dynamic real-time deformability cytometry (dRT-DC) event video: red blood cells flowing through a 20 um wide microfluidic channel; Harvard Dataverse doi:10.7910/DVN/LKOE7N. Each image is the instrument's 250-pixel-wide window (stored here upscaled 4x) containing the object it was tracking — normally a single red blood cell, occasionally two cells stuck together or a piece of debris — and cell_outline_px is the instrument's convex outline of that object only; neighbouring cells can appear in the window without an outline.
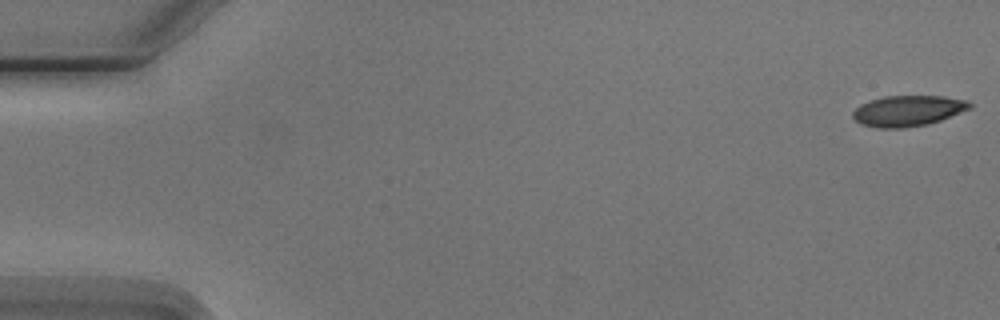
{"species": "Egyptian fruit bat (a non-hibernating species)", "species_latin": "Rousettus aegyptiacus", "temperature_condition": "cold", "stored_images_in_passage": 5, "camera_frame_rate_fps": 3000, "um_per_image_px": 0.085, "animal": {"sex": "male"}, "frame": {"image": 1, "passage_image": 1, "time_ms": 0.0, "image_size_px": [1000, 320], "cell_outline_px": [[972, 108], [940, 120], [928, 124], [904, 128], [876, 128], [860, 124], [852, 116], [852, 112], [860, 104], [884, 96], [944, 96], [968, 100], [972, 104]], "centroid_in_image_um": [77.18, 9.42], "position_along_channel_um": 7.8, "area_um2": 21.04}}